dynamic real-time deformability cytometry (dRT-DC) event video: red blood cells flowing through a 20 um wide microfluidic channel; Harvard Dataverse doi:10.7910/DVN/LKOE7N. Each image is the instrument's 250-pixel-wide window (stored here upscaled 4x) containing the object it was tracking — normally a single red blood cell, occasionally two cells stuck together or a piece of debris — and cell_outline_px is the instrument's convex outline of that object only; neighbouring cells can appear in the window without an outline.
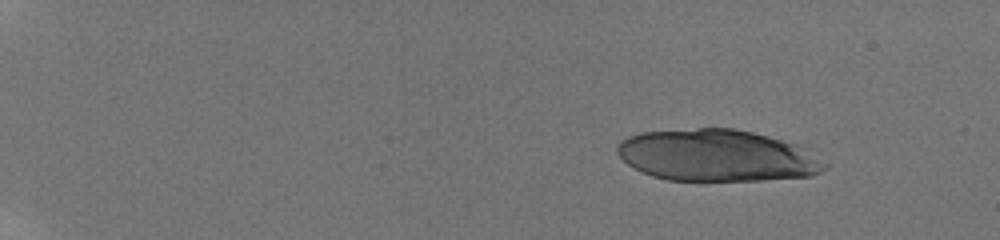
{"species": "human", "species_latin": "Homo sapiens", "temperature_condition": "room temperature", "stored_images_in_passage": 12, "camera_frame_rate_fps": 3000, "um_per_image_px": 0.085, "donor": {"sex": "male"}, "frame": {"image": 1, "passage_image": 4, "time_ms": 2.0, "image_size_px": [1000, 240], "cell_outline_px": [[828, 168], [812, 176], [764, 180], [668, 180], [652, 176], [628, 164], [616, 152], [616, 148], [620, 140], [628, 136], [640, 132], [696, 128], [732, 128], [752, 132], [768, 136], [796, 144], [828, 164]], "centroid_in_image_um": [60.93, 13.21], "position_along_channel_um": 24.1, "area_um2": 62.37}}